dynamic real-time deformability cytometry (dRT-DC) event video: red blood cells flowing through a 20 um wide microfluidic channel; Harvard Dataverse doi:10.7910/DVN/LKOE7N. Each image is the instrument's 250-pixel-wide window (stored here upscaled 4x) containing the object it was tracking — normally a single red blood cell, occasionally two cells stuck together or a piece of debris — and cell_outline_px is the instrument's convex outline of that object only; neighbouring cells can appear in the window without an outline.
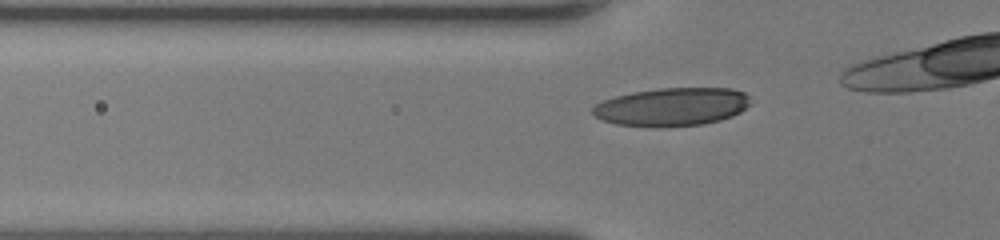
{"species": "human", "species_latin": "Homo sapiens", "temperature_condition": "room temperature", "stored_images_in_passage": 12, "camera_frame_rate_fps": 3000, "um_per_image_px": 0.085, "donor": {"sex": "female"}, "frame": {"image": 1, "passage_image": 3, "time_ms": 0.667, "image_size_px": [1000, 240], "cell_outline_px": [[752, 104], [740, 112], [732, 116], [720, 120], [704, 124], [660, 128], [656, 128], [616, 124], [604, 120], [596, 116], [592, 112], [592, 108], [596, 104], [604, 100], [616, 96], [632, 92], [660, 88], [732, 88], [744, 92], [748, 96]], "centroid_in_image_um": [57.15, 9.09], "position_along_channel_um": 68.7, "area_um2": 35.43}}
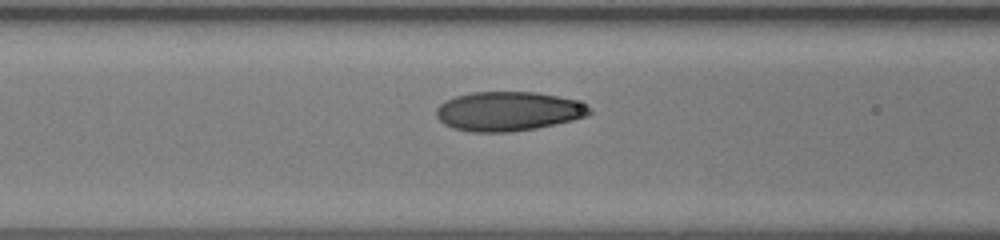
{"frame": {"image": 2, "passage_image": 7, "time_ms": 2.0, "image_size_px": [1000, 240], "cell_outline_px": [[592, 112], [588, 116], [556, 124], [536, 128], [508, 132], [472, 132], [452, 128], [444, 124], [436, 116], [436, 108], [444, 100], [456, 96], [472, 92], [536, 92], [576, 100], [592, 108]], "centroid_in_image_um": [43.19, 9.46], "position_along_channel_um": 123.4, "area_um2": 35.2}}
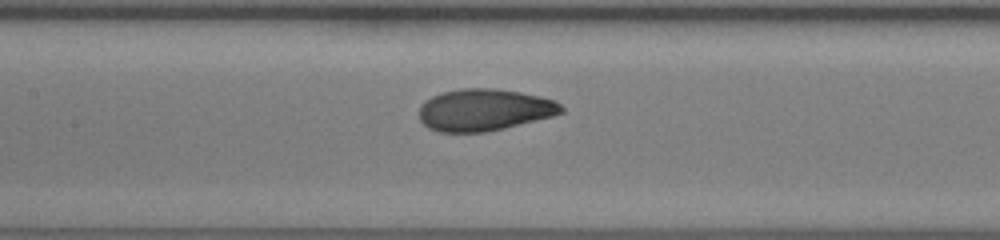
{"frame": {"image": 3, "passage_image": 10, "time_ms": 3.0, "image_size_px": [1000, 240], "cell_outline_px": [[564, 112], [552, 116], [504, 128], [484, 132], [440, 132], [428, 128], [420, 120], [420, 104], [424, 100], [432, 96], [444, 92], [464, 88], [496, 88], [520, 92], [540, 96], [556, 100], [564, 108]], "centroid_in_image_um": [41.16, 9.33], "position_along_channel_um": 166.2, "area_um2": 34.74}}